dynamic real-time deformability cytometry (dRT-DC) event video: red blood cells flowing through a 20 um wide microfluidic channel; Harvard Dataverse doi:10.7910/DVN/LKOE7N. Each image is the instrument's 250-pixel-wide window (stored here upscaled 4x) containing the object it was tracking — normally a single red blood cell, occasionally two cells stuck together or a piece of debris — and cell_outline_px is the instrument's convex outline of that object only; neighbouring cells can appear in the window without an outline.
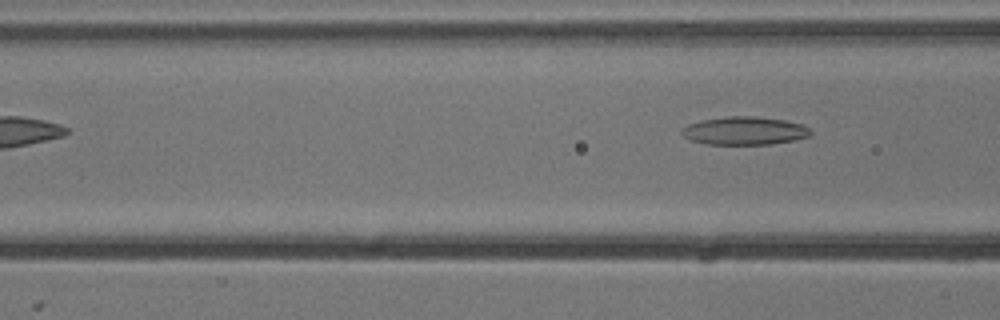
{"species": "common noctule bat (a hibernating species)", "species_latin": "Nyctalus noctula", "temperature_condition": "cold", "stored_images_in_passage": 7, "camera_frame_rate_fps": 3000, "um_per_image_px": 0.085, "animal": {"sex": "male", "body_mass_g": 13.3}, "frame": {"image": 1, "passage_image": 7, "time_ms": 2.0, "image_size_px": [1000, 320], "cell_outline_px": [[812, 132], [808, 136], [792, 140], [772, 144], [704, 144], [692, 140], [684, 136], [680, 132], [680, 128], [688, 124], [700, 120], [728, 116], [756, 116], [784, 120], [800, 124], [808, 128]], "centroid_in_image_um": [63.22, 11.11], "position_along_channel_um": 103.4, "area_um2": 21.04}}